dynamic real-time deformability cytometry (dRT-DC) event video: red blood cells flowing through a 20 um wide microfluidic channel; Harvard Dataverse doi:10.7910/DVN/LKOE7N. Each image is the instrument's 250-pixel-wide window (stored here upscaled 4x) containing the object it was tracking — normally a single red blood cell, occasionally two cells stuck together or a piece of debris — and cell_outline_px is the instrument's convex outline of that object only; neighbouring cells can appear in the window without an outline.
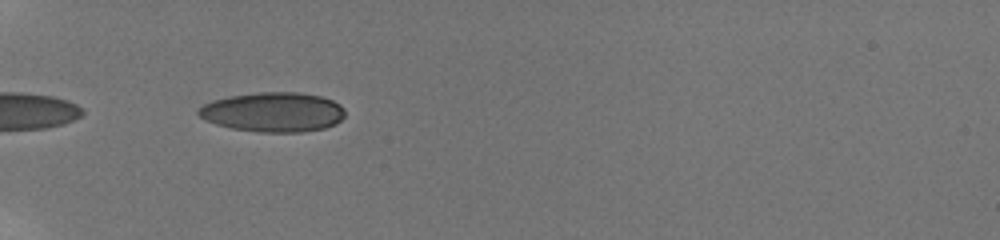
{"species": "human", "species_latin": "Homo sapiens", "temperature_condition": "room temperature", "stored_images_in_passage": 34, "camera_frame_rate_fps": 3000, "um_per_image_px": 0.085, "donor": {"sex": "male"}, "frame": {"image": 1, "passage_image": 1, "time_ms": 0.0, "image_size_px": [1000, 240], "cell_outline_px": [[344, 116], [336, 124], [324, 128], [300, 132], [260, 132], [232, 128], [216, 124], [204, 120], [196, 112], [204, 104], [212, 100], [228, 96], [260, 92], [300, 92], [320, 96], [332, 100], [340, 104], [344, 108]], "centroid_in_image_um": [23.22, 9.52], "position_along_channel_um": 61.8, "area_um2": 33.87}}
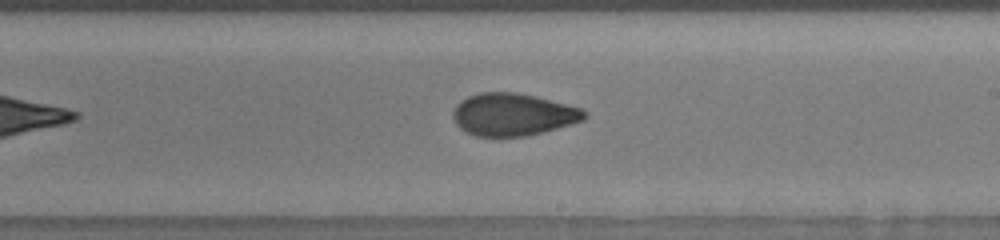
{"frame": {"image": 2, "passage_image": 15, "time_ms": 4.667, "image_size_px": [1000, 240], "cell_outline_px": [[588, 116], [584, 120], [572, 124], [524, 136], [476, 136], [464, 132], [456, 124], [452, 116], [452, 112], [456, 104], [460, 100], [468, 96], [480, 92], [516, 92], [536, 96], [580, 108], [588, 112]], "centroid_in_image_um": [43.57, 9.72], "position_along_channel_um": 245.4, "area_um2": 32.54}}
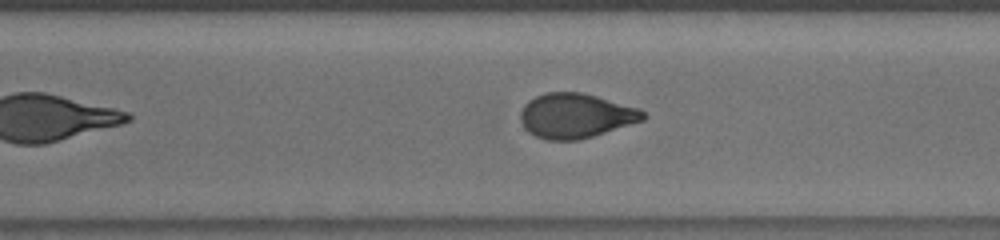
{"frame": {"image": 3, "passage_image": 21, "time_ms": 6.667, "image_size_px": [1000, 240], "cell_outline_px": [[648, 116], [644, 120], [580, 140], [548, 140], [536, 136], [528, 132], [524, 128], [520, 120], [520, 112], [524, 104], [528, 100], [536, 96], [548, 92], [580, 92], [596, 96], [640, 108]], "centroid_in_image_um": [48.93, 9.84], "position_along_channel_um": 321.7, "area_um2": 32.02}, "authors_computed_cell_mechanics": {"area_um2": 32.5414, "velocity_mm_per_s": 3.8296, "shape_relaxation_time_tau1_ms": 9.1553, "shape_relaxation_time_tau2_ms": 1.6527, "deformation_change_tau1": 0.2064, "deformation_change_tau2": 0.0727}}